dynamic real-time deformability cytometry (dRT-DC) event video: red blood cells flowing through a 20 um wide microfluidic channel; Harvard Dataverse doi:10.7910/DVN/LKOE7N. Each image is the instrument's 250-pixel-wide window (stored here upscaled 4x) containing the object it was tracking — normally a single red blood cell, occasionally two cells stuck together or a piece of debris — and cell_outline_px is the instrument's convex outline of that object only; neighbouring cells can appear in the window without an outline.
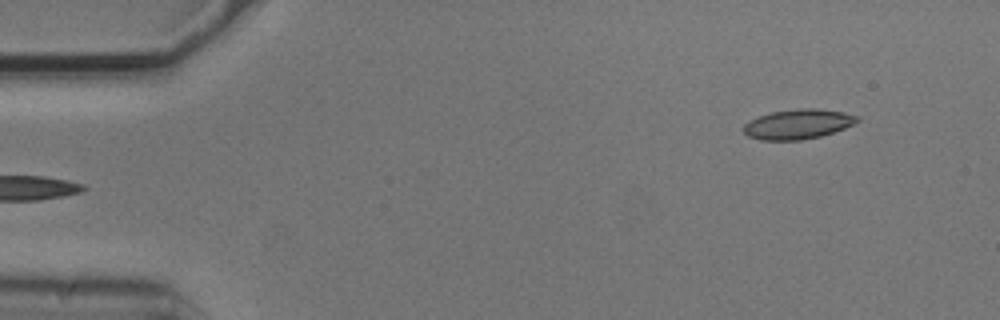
{"species": "common noctule bat (a hibernating species)", "species_latin": "Nyctalus noctula", "temperature_condition": "cold", "stored_images_in_passage": 4, "segment_of_instrument_passage": [2, 2], "camera_frame_rate_fps": 3000, "um_per_image_px": 0.085, "animal": {"sex": "male", "body_mass_g": 20.5, "forearm_length_mm": 52.5}, "frame": {"image": 1, "passage_image": 4, "time_ms": 1.0, "image_size_px": [1000, 320], "cell_outline_px": [[860, 120], [844, 128], [820, 136], [800, 140], [760, 140], [748, 136], [744, 132], [744, 124], [760, 116], [772, 112], [796, 108], [816, 108], [844, 112], [860, 116]], "centroid_in_image_um": [67.85, 10.54], "position_along_channel_um": 17.2, "area_um2": 19.59}}